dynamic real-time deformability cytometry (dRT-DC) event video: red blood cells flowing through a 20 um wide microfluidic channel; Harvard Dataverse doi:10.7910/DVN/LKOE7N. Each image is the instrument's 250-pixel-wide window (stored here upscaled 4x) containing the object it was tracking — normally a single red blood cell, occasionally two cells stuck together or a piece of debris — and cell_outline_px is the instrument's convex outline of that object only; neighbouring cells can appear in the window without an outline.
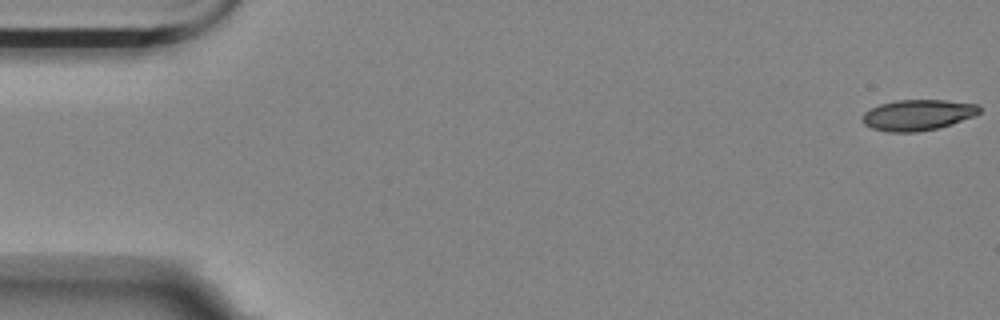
{"species": "Egyptian fruit bat (a non-hibernating species)", "species_latin": "Rousettus aegyptiacus", "temperature_condition": "room temperature", "stored_images_in_passage": 56, "camera_frame_rate_fps": 3000, "um_per_image_px": 0.085, "animal": {"sex": "female"}, "frame": {"image": 1, "passage_image": 1, "time_ms": 0.0, "image_size_px": [1000, 320], "cell_outline_px": [[980, 112], [972, 116], [952, 124], [936, 128], [916, 132], [888, 132], [872, 128], [864, 124], [860, 120], [864, 112], [880, 104], [896, 100], [948, 100], [976, 104], [980, 108]], "centroid_in_image_um": [77.97, 9.77], "position_along_channel_um": 7.0, "area_um2": 20.92}}
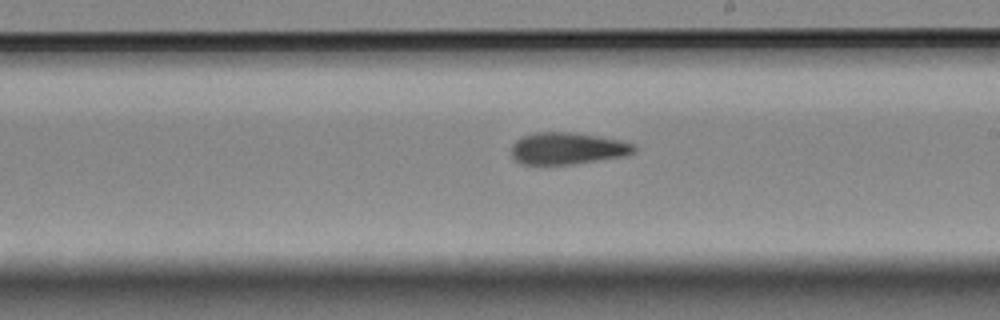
{"frame": {"image": 2, "passage_image": 32, "time_ms": 10.333, "image_size_px": [1000, 320], "cell_outline_px": [[636, 152], [628, 156], [544, 168], [520, 164], [512, 156], [512, 144], [520, 136], [536, 132], [572, 132], [616, 140], [636, 144]], "centroid_in_image_um": [48.17, 12.66], "position_along_channel_um": 240.8, "area_um2": 23.58}}
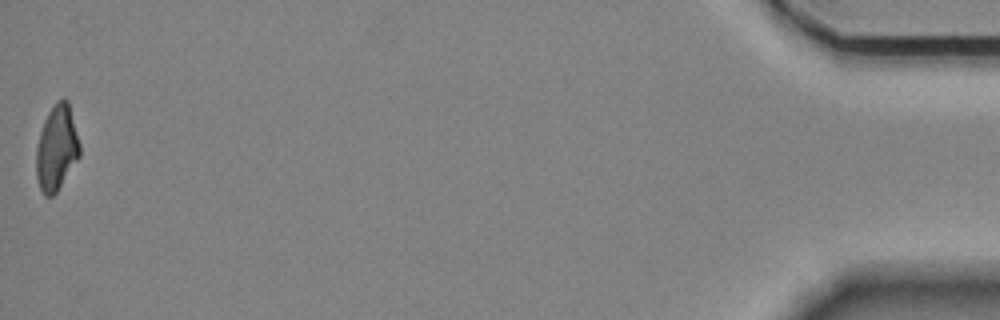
{"frame": {"image": 3, "passage_image": 56, "time_ms": 18.333, "image_size_px": [1000, 320], "cell_outline_px": [[80, 156], [56, 192], [52, 196], [44, 196], [40, 188], [36, 176], [36, 148], [40, 132], [44, 120], [48, 112], [56, 100], [64, 96], [68, 100], [80, 144]], "centroid_in_image_um": [4.81, 12.54], "position_along_channel_um": 430.4, "area_um2": 21.68}, "authors_computed_cell_mechanics": {"area_um2": 22.5131, "velocity_mm_per_s": 3.5693, "shape_relaxation_time_tau1_ms": null, "shape_relaxation_time_tau2_ms": 5.8971, "deformation_change_tau1": null, "deformation_change_tau2": 0.1526}}